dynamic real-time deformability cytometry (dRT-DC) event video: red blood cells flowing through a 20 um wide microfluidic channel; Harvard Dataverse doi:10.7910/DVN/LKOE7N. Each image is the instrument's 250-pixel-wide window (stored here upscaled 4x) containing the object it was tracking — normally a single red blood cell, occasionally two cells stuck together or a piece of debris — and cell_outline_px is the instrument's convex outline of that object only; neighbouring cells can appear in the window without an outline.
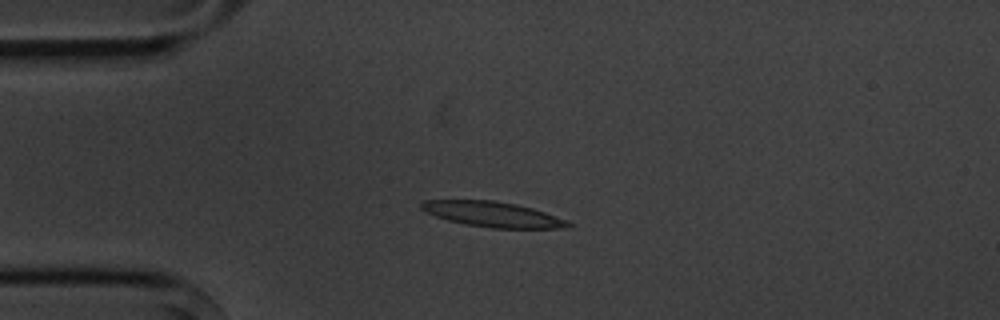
{"species": "common noctule bat (a hibernating species)", "species_latin": "Nyctalus noctula", "temperature_condition": "cold", "stored_images_in_passage": 6, "camera_frame_rate_fps": 3000, "um_per_image_px": 0.085, "animal": {"sex": "male", "body_mass_g": 20.1, "forearm_length_mm": 53.5}, "frame": {"image": 1, "passage_image": 2, "time_ms": 1.333, "image_size_px": [1000, 320], "cell_outline_px": [[572, 228], [492, 228], [464, 224], [448, 220], [424, 212], [420, 208], [420, 204], [424, 200], [492, 200], [516, 204], [532, 208], [568, 220], [572, 224]], "centroid_in_image_um": [41.89, 18.22], "position_along_channel_um": 43.1, "area_um2": 21.68}}
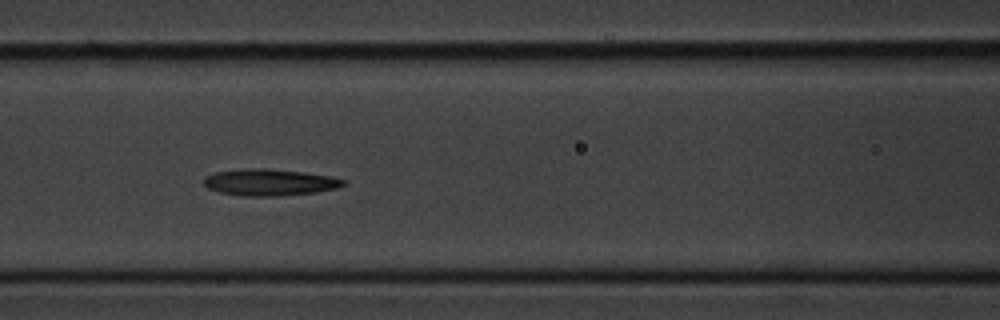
{"frame": {"image": 2, "passage_image": 5, "time_ms": 4.667, "image_size_px": [1000, 320], "cell_outline_px": [[344, 184], [336, 188], [316, 192], [280, 196], [244, 196], [220, 192], [208, 188], [204, 184], [204, 176], [216, 172], [244, 168], [268, 168], [304, 172], [332, 176], [344, 180]], "centroid_in_image_um": [22.9, 15.49], "position_along_channel_um": 143.7, "area_um2": 21.68}}
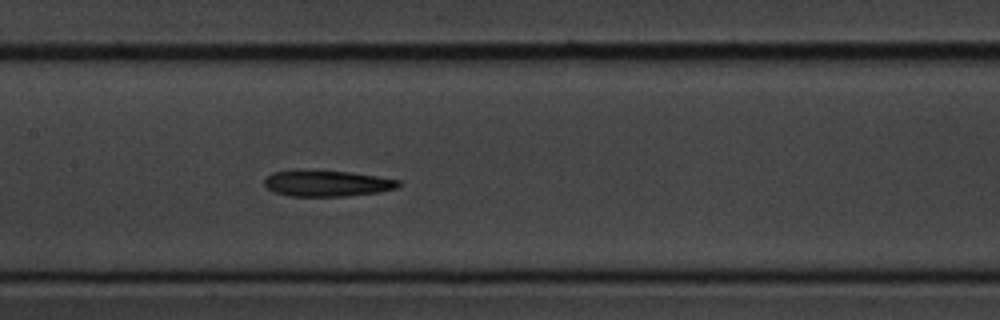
{"frame": {"image": 3, "passage_image": 6, "time_ms": 5.667, "image_size_px": [1000, 320], "cell_outline_px": [[400, 184], [396, 188], [380, 192], [348, 196], [288, 196], [276, 192], [268, 188], [264, 184], [264, 180], [272, 172], [348, 172], [376, 176], [400, 180]], "centroid_in_image_um": [27.85, 15.62], "position_along_channel_um": 179.5, "area_um2": 19.65}}